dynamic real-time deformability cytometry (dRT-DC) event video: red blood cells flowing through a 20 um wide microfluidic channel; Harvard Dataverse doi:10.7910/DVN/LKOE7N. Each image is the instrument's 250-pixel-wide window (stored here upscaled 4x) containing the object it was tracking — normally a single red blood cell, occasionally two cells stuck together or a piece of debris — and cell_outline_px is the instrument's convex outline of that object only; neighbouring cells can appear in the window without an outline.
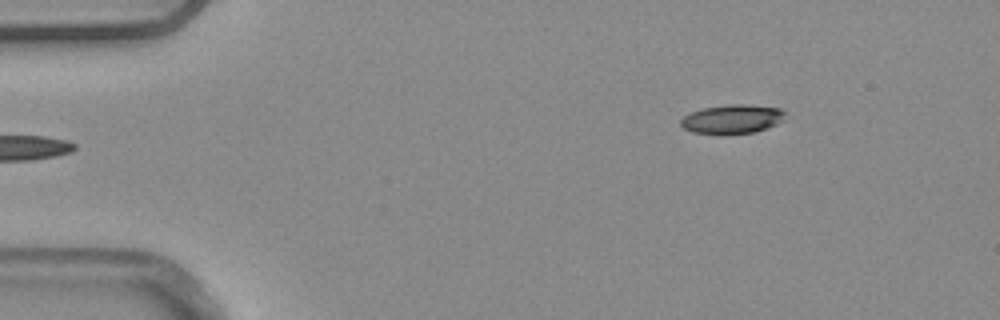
{"species": "common noctule bat (a hibernating species)", "species_latin": "Nyctalus noctula", "temperature_condition": "warm", "stored_images_in_passage": 3, "camera_frame_rate_fps": 3000, "um_per_image_px": 0.085, "animal": {"sex": "male", "body_mass_g": 20.4}, "frame": {"image": 1, "passage_image": 3, "time_ms": 0.667, "image_size_px": [1000, 320], "cell_outline_px": [[784, 120], [776, 124], [756, 132], [692, 132], [684, 128], [680, 124], [680, 120], [684, 116], [692, 112], [704, 108], [728, 104], [748, 104], [780, 108], [784, 112]], "centroid_in_image_um": [62.27, 10.08], "position_along_channel_um": 22.7, "area_um2": 17.11}}